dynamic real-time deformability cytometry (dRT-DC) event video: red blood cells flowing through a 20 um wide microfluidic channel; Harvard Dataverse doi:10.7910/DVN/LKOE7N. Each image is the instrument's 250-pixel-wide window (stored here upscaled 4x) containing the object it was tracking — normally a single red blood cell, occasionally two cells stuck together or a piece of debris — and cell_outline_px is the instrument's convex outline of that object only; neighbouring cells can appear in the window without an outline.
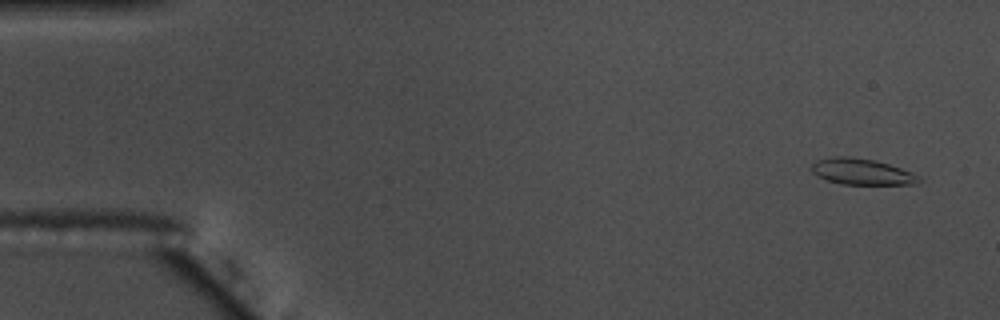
{"species": "common noctule bat (a hibernating species)", "species_latin": "Nyctalus noctula", "temperature_condition": "warm", "stored_images_in_passage": 54, "camera_frame_rate_fps": 3000, "um_per_image_px": 0.085, "animal": {"sex": "male", "body_mass_g": 17.5, "forearm_length_mm": 52.3}, "frame": {"image": 1, "passage_image": 1, "time_ms": 0.0, "image_size_px": [1000, 320], "cell_outline_px": [[924, 180], [920, 184], [840, 184], [828, 180], [812, 172], [812, 164], [816, 160], [836, 156], [844, 156], [872, 160], [888, 164], [900, 168], [920, 176]], "centroid_in_image_um": [73.3, 14.61], "position_along_channel_um": 11.7, "area_um2": 16.13}}
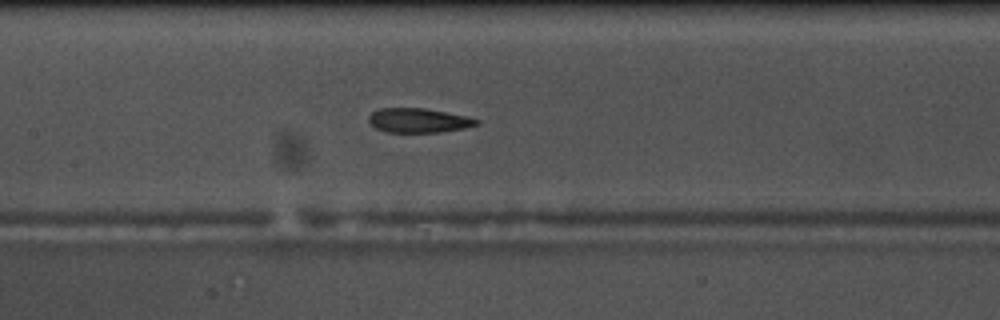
{"frame": {"image": 2, "passage_image": 25, "time_ms": 8.0, "image_size_px": [1000, 320], "cell_outline_px": [[480, 124], [464, 128], [440, 132], [384, 132], [368, 124], [368, 116], [372, 112], [380, 108], [424, 108], [464, 116], [480, 120]], "centroid_in_image_um": [35.52, 10.24], "position_along_channel_um": 171.9, "area_um2": 15.32}}
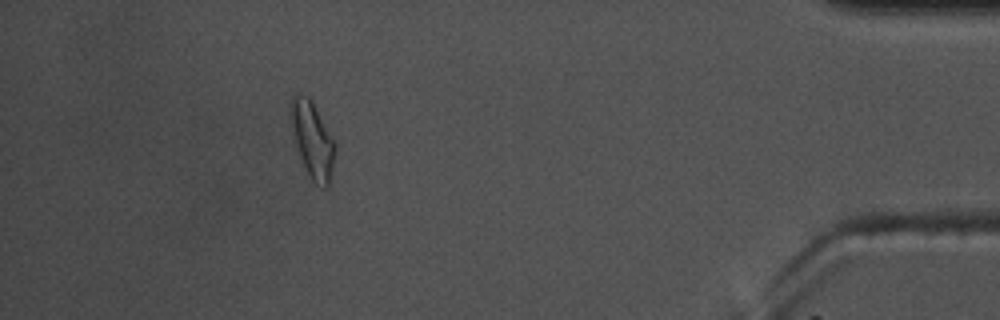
{"frame": {"image": 3, "passage_image": 49, "time_ms": 16.0, "image_size_px": [1000, 320], "cell_outline_px": [[336, 144], [328, 184], [324, 188], [316, 184], [308, 176], [300, 156], [296, 144], [288, 116], [288, 104], [292, 96], [308, 96], [312, 100]], "centroid_in_image_um": [26.51, 11.83], "position_along_channel_um": 408.7, "area_um2": 19.48}, "authors_computed_cell_mechanics": {"area_um2": 16.5019, "velocity_mm_per_s": 3.6435, "shape_relaxation_time_tau1_ms": null, "shape_relaxation_time_tau2_ms": 3.2156, "deformation_change_tau1": null, "deformation_change_tau2": 0.1086}}